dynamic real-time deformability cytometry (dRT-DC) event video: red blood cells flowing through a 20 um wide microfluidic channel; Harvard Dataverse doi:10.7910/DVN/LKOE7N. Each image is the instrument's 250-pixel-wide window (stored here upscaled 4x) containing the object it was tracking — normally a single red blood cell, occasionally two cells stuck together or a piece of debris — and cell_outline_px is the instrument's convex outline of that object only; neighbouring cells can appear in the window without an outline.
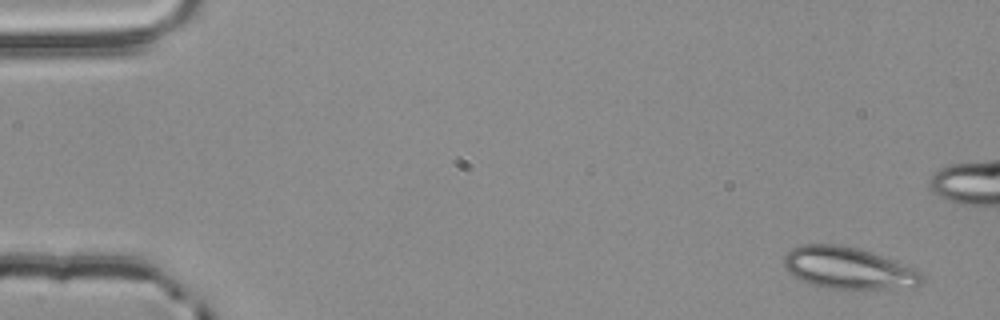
{"species": "common noctule bat (a hibernating species)", "species_latin": "Nyctalus noctula", "temperature_condition": "room temperature", "stored_images_in_passage": 3, "camera_frame_rate_fps": 3000, "um_per_image_px": 0.085, "animal": {"sex": "male", "body_mass_g": 20.4}, "frame": {"image": 1, "passage_image": 3, "time_ms": 0.667, "image_size_px": [1000, 320], "cell_outline_px": [[924, 280], [916, 288], [824, 288], [800, 280], [784, 264], [784, 256], [792, 248], [804, 244], [836, 244], [856, 248], [880, 256], [920, 272], [924, 276]], "centroid_in_image_um": [72.11, 22.8], "position_along_channel_um": 12.9, "area_um2": 32.77}}